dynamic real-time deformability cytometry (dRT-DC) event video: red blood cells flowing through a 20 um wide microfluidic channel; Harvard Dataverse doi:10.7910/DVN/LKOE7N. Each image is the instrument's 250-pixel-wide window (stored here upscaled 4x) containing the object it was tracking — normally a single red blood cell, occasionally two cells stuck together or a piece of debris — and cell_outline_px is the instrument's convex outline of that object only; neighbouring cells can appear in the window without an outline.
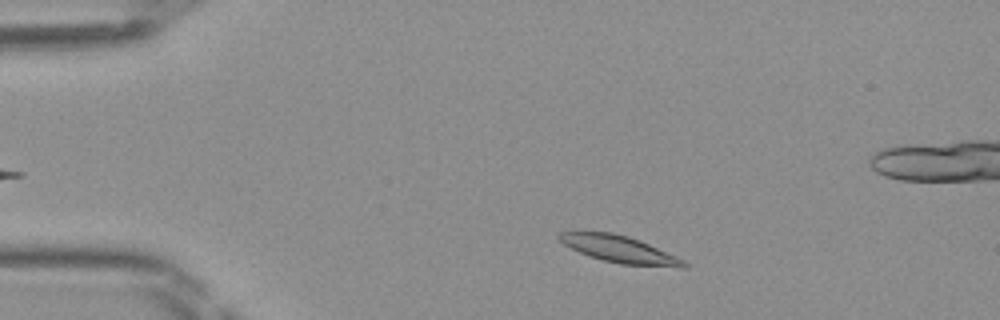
{"species": "Egyptian fruit bat (a non-hibernating species)", "species_latin": "Rousettus aegyptiacus", "temperature_condition": "room temperature", "stored_images_in_passage": 29, "camera_frame_rate_fps": 3000, "um_per_image_px": 0.085, "frame": {"image": 1, "passage_image": 4, "time_ms": 1.0, "image_size_px": [1000, 320], "cell_outline_px": [[688, 268], [680, 268], [620, 264], [588, 256], [564, 244], [556, 236], [560, 232], [612, 232], [628, 236], [640, 240], [676, 256], [684, 260], [688, 264]], "centroid_in_image_um": [52.71, 21.2], "position_along_channel_um": 32.3, "area_um2": 19.54}}
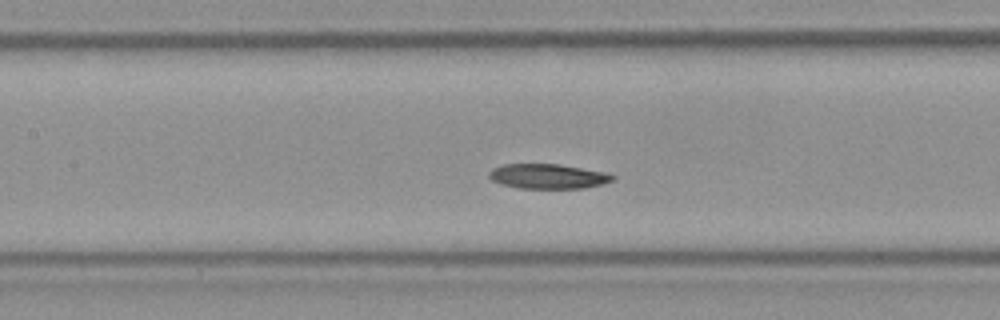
{"frame": {"image": 2, "passage_image": 17, "time_ms": 5.333, "image_size_px": [1000, 320], "cell_outline_px": [[616, 176], [612, 180], [600, 184], [584, 188], [516, 188], [500, 184], [492, 180], [488, 176], [488, 172], [492, 168], [504, 164], [560, 164], [604, 172]], "centroid_in_image_um": [46.51, 14.98], "position_along_channel_um": 160.9, "area_um2": 17.8}}
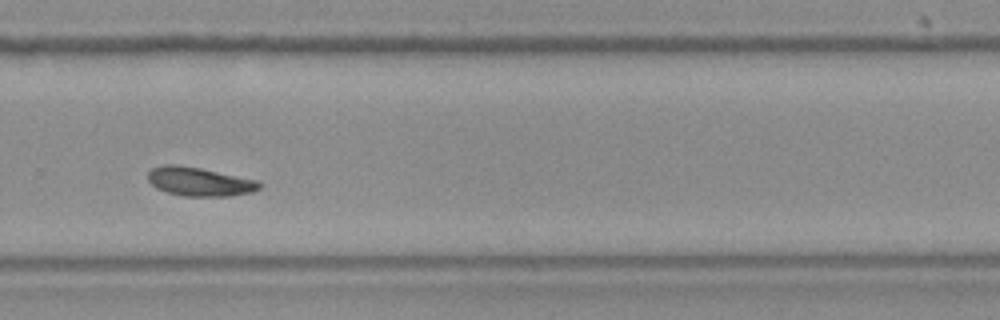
{"frame": {"image": 3, "passage_image": 28, "time_ms": 9.0, "image_size_px": [1000, 320], "cell_outline_px": [[264, 184], [260, 188], [252, 192], [232, 196], [184, 196], [168, 192], [156, 188], [148, 180], [148, 172], [152, 168], [164, 164], [176, 164], [200, 168], [260, 180]], "centroid_in_image_um": [17.0, 15.43], "position_along_channel_um": 312.8, "area_um2": 18.9}}